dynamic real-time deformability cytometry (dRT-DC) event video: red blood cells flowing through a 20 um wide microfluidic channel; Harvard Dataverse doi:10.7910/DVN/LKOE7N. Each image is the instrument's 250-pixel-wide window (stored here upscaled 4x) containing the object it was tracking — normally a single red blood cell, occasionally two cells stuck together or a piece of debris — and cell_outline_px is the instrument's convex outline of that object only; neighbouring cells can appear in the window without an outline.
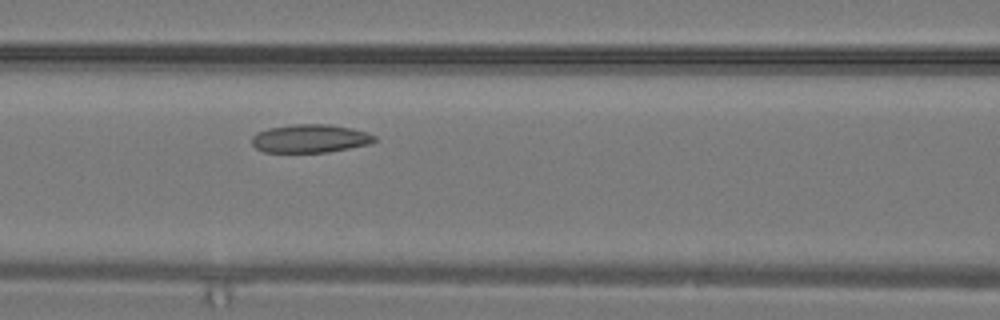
{"species": "common noctule bat (a hibernating species)", "species_latin": "Nyctalus noctula", "temperature_condition": "warm", "stored_images_in_passage": 12, "camera_frame_rate_fps": 3000, "um_per_image_px": 0.085, "animal": {"sex": "male", "body_mass_g": 19.2, "forearm_length_mm": 51.8}, "frame": {"image": 1, "passage_image": 12, "time_ms": 3.667, "image_size_px": [1000, 320], "cell_outline_px": [[376, 140], [372, 144], [328, 152], [264, 152], [256, 148], [252, 144], [252, 136], [256, 132], [268, 128], [292, 124], [332, 124], [352, 128], [368, 132], [376, 136]], "centroid_in_image_um": [26.39, 11.77], "position_along_channel_um": 140.2, "area_um2": 20.52}}